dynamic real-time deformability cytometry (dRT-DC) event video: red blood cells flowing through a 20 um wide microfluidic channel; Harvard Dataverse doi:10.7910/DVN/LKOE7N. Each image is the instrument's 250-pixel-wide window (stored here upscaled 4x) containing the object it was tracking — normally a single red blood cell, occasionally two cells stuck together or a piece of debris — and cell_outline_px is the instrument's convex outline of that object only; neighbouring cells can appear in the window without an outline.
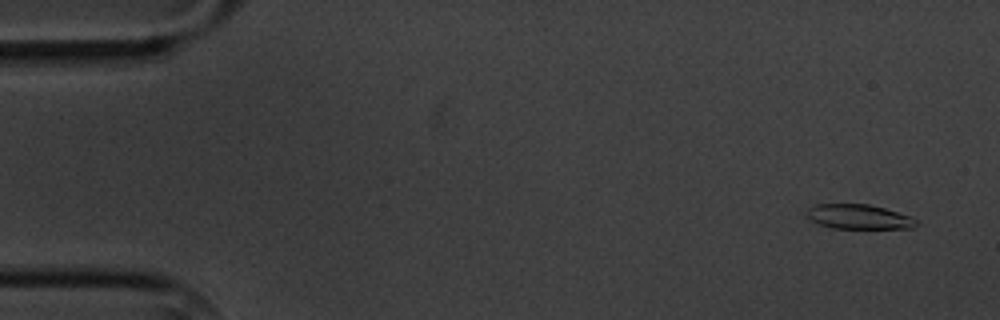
{"species": "common noctule bat (a hibernating species)", "species_latin": "Nyctalus noctula", "temperature_condition": "cold", "stored_images_in_passage": 5, "camera_frame_rate_fps": 3000, "um_per_image_px": 0.085, "animal": {"sex": "male", "body_mass_g": 20.1, "forearm_length_mm": 53.5}, "frame": {"image": 1, "passage_image": 1, "time_ms": 0.0, "image_size_px": [1000, 320], "cell_outline_px": [[916, 224], [912, 228], [832, 228], [820, 224], [812, 220], [808, 216], [808, 208], [816, 204], [868, 204], [884, 208], [912, 216], [916, 220]], "centroid_in_image_um": [73.02, 18.42], "position_along_channel_um": 12.0, "area_um2": 15.49}}